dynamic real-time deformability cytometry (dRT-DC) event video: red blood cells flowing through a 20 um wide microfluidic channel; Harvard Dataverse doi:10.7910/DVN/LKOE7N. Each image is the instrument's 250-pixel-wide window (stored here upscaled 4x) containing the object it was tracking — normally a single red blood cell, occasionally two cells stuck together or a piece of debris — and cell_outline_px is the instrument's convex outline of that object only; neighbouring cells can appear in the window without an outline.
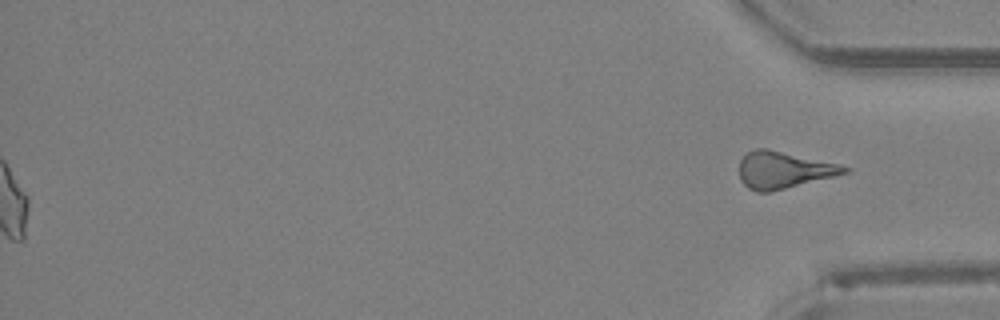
{"species": "Egyptian fruit bat (a non-hibernating species)", "species_latin": "Rousettus aegyptiacus", "temperature_condition": "room temperature", "stored_images_in_passage": 42, "segment_of_instrument_passage": [2, 2], "camera_frame_rate_fps": 3000, "um_per_image_px": 0.085, "animal": {"sex": "female"}, "frame": {"image": 1, "passage_image": 42, "time_ms": 13.667, "image_size_px": [1000, 320], "cell_outline_px": [[852, 168], [848, 172], [768, 192], [756, 192], [748, 188], [740, 180], [740, 160], [748, 152], [756, 148], [768, 148], [840, 164]], "centroid_in_image_um": [66.58, 14.43], "position_along_channel_um": 368.6, "area_um2": 22.31}}